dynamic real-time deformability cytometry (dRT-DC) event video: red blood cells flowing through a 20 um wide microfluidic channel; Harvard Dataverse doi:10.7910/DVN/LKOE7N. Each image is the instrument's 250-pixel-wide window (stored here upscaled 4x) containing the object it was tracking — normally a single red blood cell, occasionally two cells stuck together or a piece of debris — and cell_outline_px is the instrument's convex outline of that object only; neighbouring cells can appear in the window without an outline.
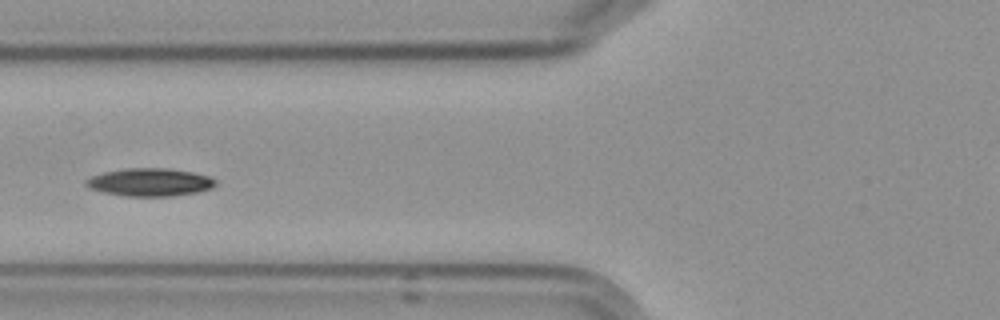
{"species": "Egyptian fruit bat (a non-hibernating species)", "species_latin": "Rousettus aegyptiacus", "temperature_condition": "cold", "stored_images_in_passage": 7, "camera_frame_rate_fps": 3000, "um_per_image_px": 0.085, "frame": {"image": 1, "passage_image": 6, "time_ms": 5.667, "image_size_px": [1000, 320], "cell_outline_px": [[216, 184], [212, 188], [196, 192], [172, 196], [124, 196], [104, 192], [88, 188], [84, 184], [84, 180], [92, 176], [104, 172], [128, 168], [168, 168], [192, 172], [208, 176], [216, 180]], "centroid_in_image_um": [12.72, 15.49], "position_along_channel_um": 113.1, "area_um2": 21.04}}
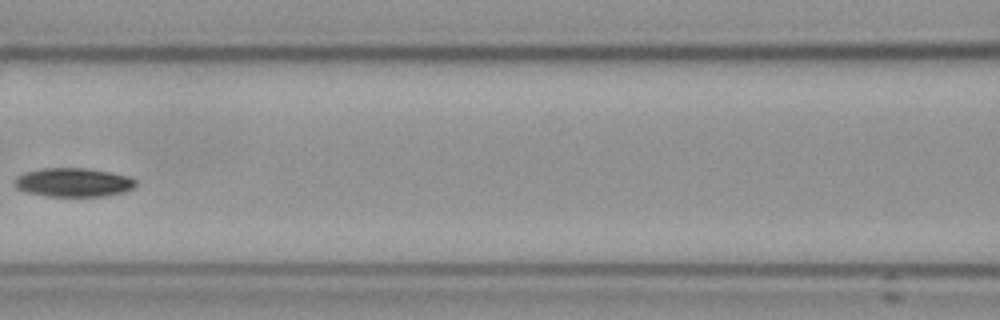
{"frame": {"image": 2, "passage_image": 7, "time_ms": 7.0, "image_size_px": [1000, 320], "cell_outline_px": [[136, 184], [132, 188], [124, 192], [104, 196], [48, 196], [28, 192], [16, 188], [12, 184], [16, 176], [24, 172], [44, 168], [84, 168], [108, 172], [128, 176], [136, 180]], "centroid_in_image_um": [6.2, 15.5], "position_along_channel_um": 160.4, "area_um2": 20.29}}